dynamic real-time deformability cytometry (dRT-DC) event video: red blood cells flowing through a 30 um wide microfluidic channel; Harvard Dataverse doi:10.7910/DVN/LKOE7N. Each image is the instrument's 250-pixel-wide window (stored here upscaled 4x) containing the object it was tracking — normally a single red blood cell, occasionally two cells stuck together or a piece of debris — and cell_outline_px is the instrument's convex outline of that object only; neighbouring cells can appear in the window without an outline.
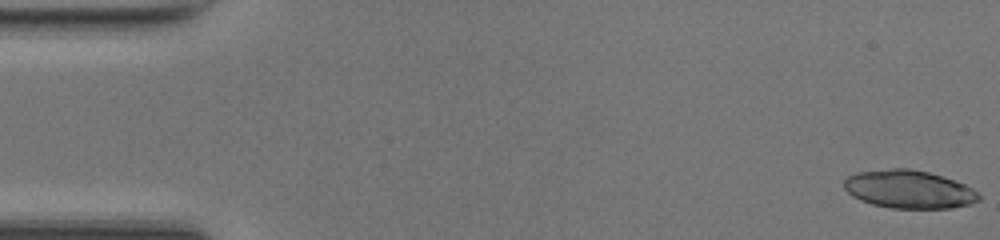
{"species": "common noctule bat (a hibernating species)", "species_latin": "Nyctalus noctula", "temperature_condition": "room temperature", "stored_images_in_passage": 48, "camera_frame_rate_fps": 3000, "um_per_image_px": 0.085, "animal": {"sex": "female", "body_mass_g": 17.0, "forearm_length_mm": 48.0}, "frame": {"image": 1, "passage_image": 1, "time_ms": 0.0, "image_size_px": [1000, 240], "cell_outline_px": [[980, 200], [968, 204], [952, 208], [892, 208], [872, 204], [860, 200], [852, 196], [844, 188], [844, 180], [848, 176], [856, 172], [892, 168], [908, 168], [928, 172], [964, 184], [972, 188], [980, 196]], "centroid_in_image_um": [77.22, 16.09], "position_along_channel_um": 7.8, "area_um2": 29.77}}
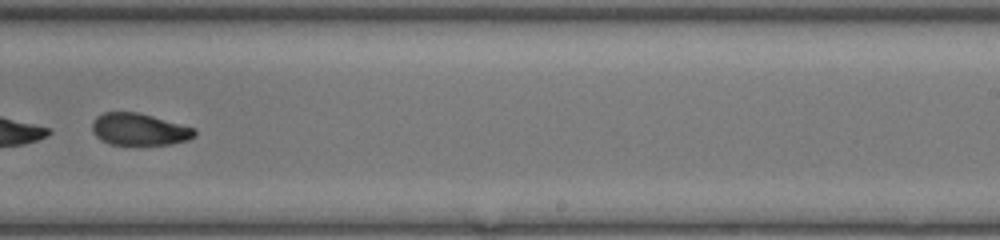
{"frame": {"image": 2, "passage_image": 31, "time_ms": 10.0, "image_size_px": [1000, 240], "cell_outline_px": [[196, 136], [188, 140], [172, 144], [108, 144], [100, 140], [92, 132], [92, 120], [96, 116], [104, 112], [136, 112], [152, 116], [196, 128]], "centroid_in_image_um": [11.82, 10.99], "position_along_channel_um": 277.2, "area_um2": 19.19}, "authors_computed_cell_mechanics": {"area_um2": 29.7092, "velocity_mm_per_s": 4.2254, "shape_relaxation_time_tau1_ms": 0.921, "shape_relaxation_time_tau2_ms": 3.0414, "deformation_change_tau1": 0.2928, "deformation_change_tau2": 0.0847}}